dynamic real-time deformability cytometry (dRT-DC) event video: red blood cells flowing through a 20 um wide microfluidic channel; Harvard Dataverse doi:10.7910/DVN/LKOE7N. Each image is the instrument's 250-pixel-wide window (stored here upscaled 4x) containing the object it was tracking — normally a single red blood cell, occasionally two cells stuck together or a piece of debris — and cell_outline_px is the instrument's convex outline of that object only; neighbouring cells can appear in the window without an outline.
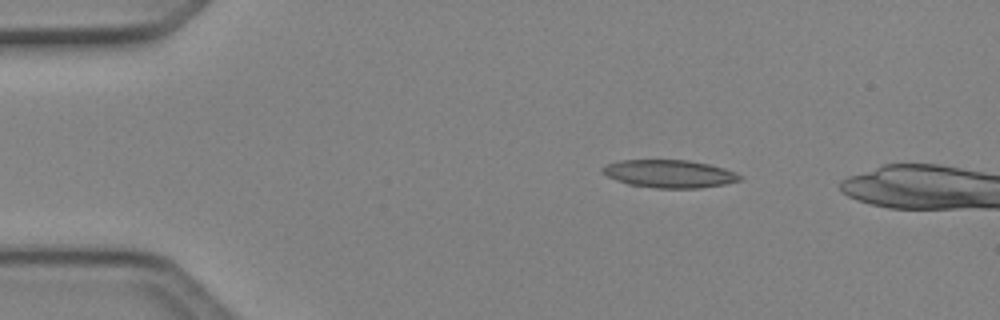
{"species": "Egyptian fruit bat (a non-hibernating species)", "species_latin": "Rousettus aegyptiacus", "temperature_condition": "cold", "stored_images_in_passage": 5, "camera_frame_rate_fps": 3000, "um_per_image_px": 0.085, "animal": {"sex": "female"}, "frame": {"image": 1, "passage_image": 3, "time_ms": 0.667, "image_size_px": [1000, 320], "cell_outline_px": [[744, 176], [740, 180], [724, 184], [700, 188], [656, 188], [628, 184], [616, 180], [608, 176], [600, 168], [604, 164], [620, 160], [688, 160], [708, 164], [724, 168], [736, 172]], "centroid_in_image_um": [56.9, 14.77], "position_along_channel_um": 28.1, "area_um2": 22.31}}